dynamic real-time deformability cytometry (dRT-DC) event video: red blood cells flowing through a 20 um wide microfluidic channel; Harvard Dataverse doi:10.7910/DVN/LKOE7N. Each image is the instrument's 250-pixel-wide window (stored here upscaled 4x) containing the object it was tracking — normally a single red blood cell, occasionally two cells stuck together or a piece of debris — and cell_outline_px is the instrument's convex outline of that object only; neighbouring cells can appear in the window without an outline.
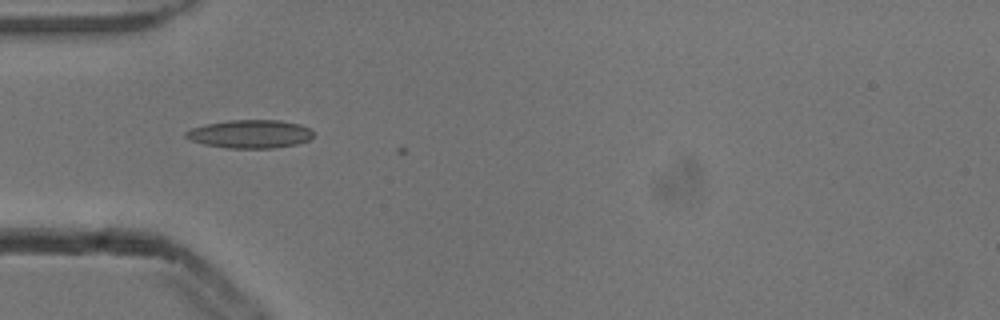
{"species": "common noctule bat (a hibernating species)", "species_latin": "Nyctalus noctula", "temperature_condition": "cold", "stored_images_in_passage": 7, "camera_frame_rate_fps": 3000, "um_per_image_px": 0.085, "animal": {"sex": "male", "body_mass_g": 13.3}, "frame": {"image": 1, "passage_image": 5, "time_ms": 1.333, "image_size_px": [1000, 320], "cell_outline_px": [[312, 136], [308, 140], [296, 144], [272, 148], [228, 148], [204, 144], [188, 140], [184, 136], [184, 132], [192, 128], [204, 124], [228, 120], [280, 120], [300, 124], [308, 128], [312, 132]], "centroid_in_image_um": [21.2, 11.38], "position_along_channel_um": 63.8, "area_um2": 21.04}}
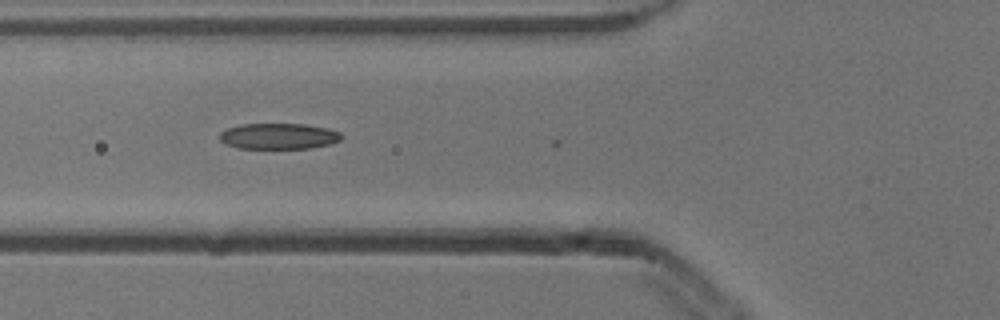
{"frame": {"image": 2, "passage_image": 6, "time_ms": 1.667, "image_size_px": [1000, 320], "cell_outline_px": [[344, 136], [340, 140], [328, 144], [308, 148], [236, 148], [224, 144], [220, 140], [220, 132], [228, 128], [240, 124], [304, 124], [328, 128], [340, 132]], "centroid_in_image_um": [23.67, 11.57], "position_along_channel_um": 102.1, "area_um2": 18.38}}